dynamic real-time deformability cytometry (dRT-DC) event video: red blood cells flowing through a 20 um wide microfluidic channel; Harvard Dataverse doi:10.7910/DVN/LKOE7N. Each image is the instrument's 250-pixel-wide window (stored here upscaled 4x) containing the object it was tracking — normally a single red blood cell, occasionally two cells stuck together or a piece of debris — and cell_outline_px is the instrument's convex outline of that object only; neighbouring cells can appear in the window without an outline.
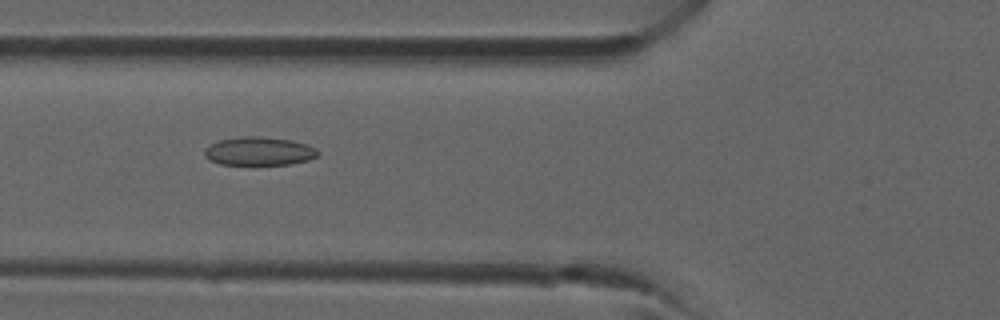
{"species": "common noctule bat (a hibernating species)", "species_latin": "Nyctalus noctula", "temperature_condition": "room temperature", "stored_images_in_passage": 30, "camera_frame_rate_fps": 3000, "um_per_image_px": 0.085, "animal": {"sex": "male", "forearm_length_mm": 52.5}, "frame": {"image": 1, "passage_image": 6, "time_ms": 1.667, "image_size_px": [1000, 320], "cell_outline_px": [[320, 152], [316, 156], [308, 160], [292, 164], [220, 164], [204, 156], [204, 148], [220, 140], [244, 136], [260, 136], [292, 140], [316, 148]], "centroid_in_image_um": [22.03, 12.85], "position_along_channel_um": 103.8, "area_um2": 18.61}}
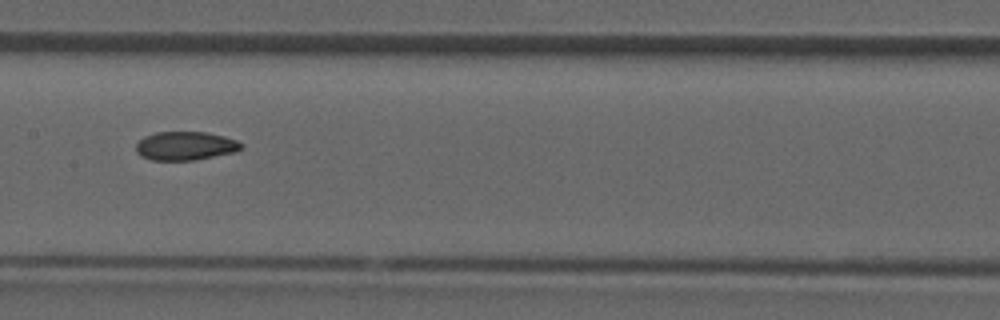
{"frame": {"image": 2, "passage_image": 11, "time_ms": 3.333, "image_size_px": [1000, 320], "cell_outline_px": [[244, 144], [236, 152], [196, 160], [152, 160], [140, 156], [136, 152], [136, 144], [144, 136], [156, 132], [204, 132], [224, 136], [236, 140]], "centroid_in_image_um": [15.75, 12.4], "position_along_channel_um": 191.7, "area_um2": 17.63}}
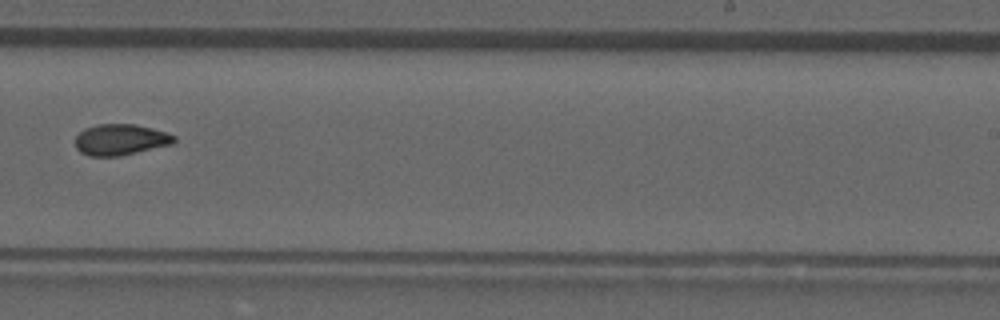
{"frame": {"image": 3, "passage_image": 16, "time_ms": 5.0, "image_size_px": [1000, 320], "cell_outline_px": [[176, 140], [172, 144], [120, 156], [88, 156], [80, 152], [76, 148], [76, 136], [84, 128], [96, 124], [136, 124], [168, 132], [176, 136]], "centroid_in_image_um": [10.25, 11.86], "position_along_channel_um": 278.8, "area_um2": 18.03}}